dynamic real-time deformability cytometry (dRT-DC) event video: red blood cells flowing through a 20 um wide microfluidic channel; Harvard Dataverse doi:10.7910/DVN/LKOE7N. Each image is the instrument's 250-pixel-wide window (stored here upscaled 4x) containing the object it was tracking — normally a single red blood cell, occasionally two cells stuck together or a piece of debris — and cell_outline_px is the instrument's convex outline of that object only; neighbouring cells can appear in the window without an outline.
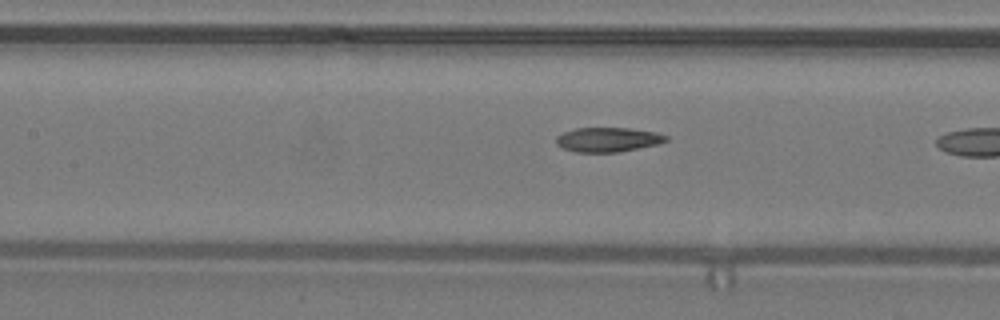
{"species": "common noctule bat (a hibernating species)", "species_latin": "Nyctalus noctula", "temperature_condition": "warm", "stored_images_in_passage": 12, "camera_frame_rate_fps": 3000, "um_per_image_px": 0.085, "animal": {"sex": "male", "body_mass_g": 19.2, "forearm_length_mm": 51.8}, "frame": {"image": 1, "passage_image": 7, "time_ms": 2.0, "image_size_px": [1000, 320], "cell_outline_px": [[668, 140], [660, 144], [616, 152], [576, 152], [564, 148], [556, 144], [556, 136], [564, 132], [576, 128], [628, 128], [656, 132], [668, 136]], "centroid_in_image_um": [51.69, 11.86], "position_along_channel_um": 155.7, "area_um2": 15.61}}
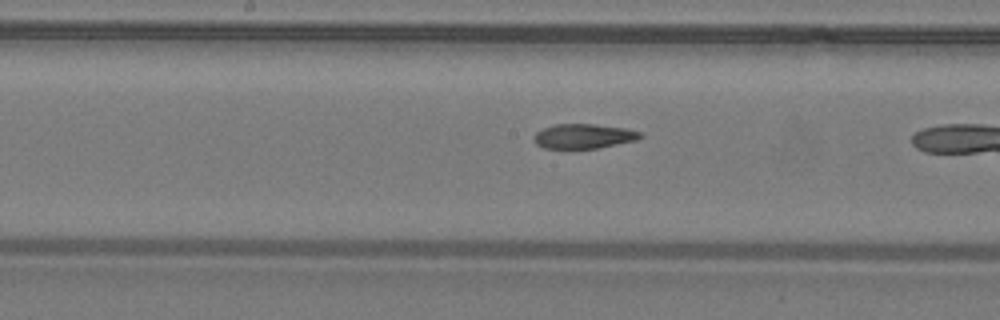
{"frame": {"image": 2, "passage_image": 10, "time_ms": 3.0, "image_size_px": [1000, 320], "cell_outline_px": [[644, 136], [636, 140], [596, 148], [544, 148], [536, 144], [532, 136], [536, 132], [544, 128], [556, 124], [596, 124], [628, 128], [640, 132]], "centroid_in_image_um": [49.61, 11.56], "position_along_channel_um": 198.6, "area_um2": 15.26}}